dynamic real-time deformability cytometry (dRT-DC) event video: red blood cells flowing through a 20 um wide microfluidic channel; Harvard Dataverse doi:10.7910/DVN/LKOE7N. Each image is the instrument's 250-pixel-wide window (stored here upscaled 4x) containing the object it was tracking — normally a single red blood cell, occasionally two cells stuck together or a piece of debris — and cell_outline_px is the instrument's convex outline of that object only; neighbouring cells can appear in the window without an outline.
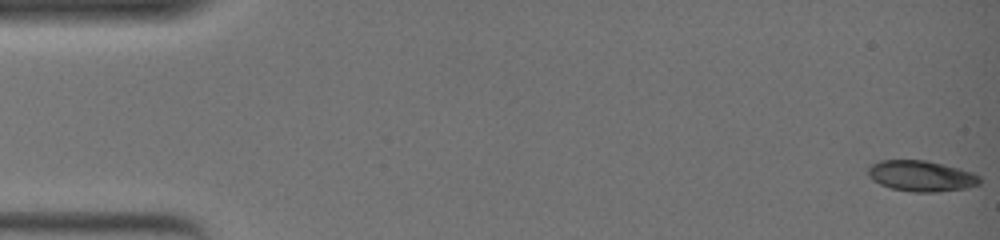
{"species": "common noctule bat (a hibernating species)", "species_latin": "Nyctalus noctula", "temperature_condition": "warm", "stored_images_in_passage": 52, "camera_frame_rate_fps": 3000, "um_per_image_px": 0.085, "animal": {"sex": "female", "body_mass_g": 19.0, "forearm_length_mm": 51.5}, "frame": {"image": 1, "passage_image": 1, "time_ms": 0.0, "image_size_px": [1000, 240], "cell_outline_px": [[980, 184], [968, 188], [936, 192], [912, 192], [892, 188], [880, 184], [872, 180], [868, 176], [868, 168], [872, 164], [880, 160], [928, 160], [960, 168], [972, 172], [980, 176]], "centroid_in_image_um": [78.32, 14.95], "position_along_channel_um": 6.7, "area_um2": 20.23}}
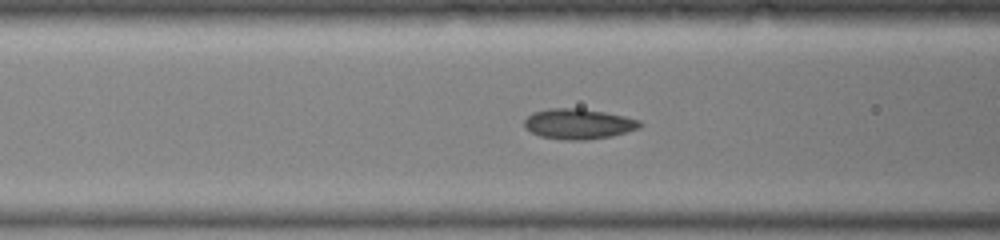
{"frame": {"image": 2, "passage_image": 22, "time_ms": 7.0, "image_size_px": [1000, 240], "cell_outline_px": [[644, 124], [640, 128], [612, 136], [584, 140], [568, 140], [540, 136], [524, 128], [524, 120], [532, 112], [548, 108], [580, 108], [604, 112], [624, 116], [640, 120]], "centroid_in_image_um": [49.17, 10.52], "position_along_channel_um": 117.4, "area_um2": 20.52}}
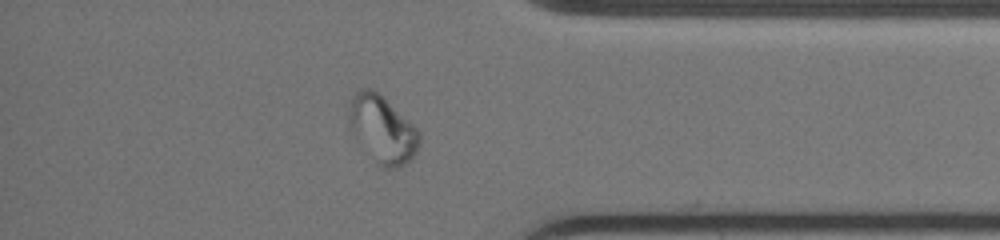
{"frame": {"image": 3, "passage_image": 45, "time_ms": 14.667, "image_size_px": [1000, 240], "cell_outline_px": [[420, 140], [416, 152], [408, 164], [400, 168], [384, 168], [376, 160], [356, 136], [348, 124], [348, 112], [352, 96], [360, 88], [372, 88], [412, 124], [420, 132]], "centroid_in_image_um": [32.52, 10.99], "position_along_channel_um": 402.7, "area_um2": 26.76}, "authors_computed_cell_mechanics": {"area_um2": 19.9699, "velocity_mm_per_s": 3.79, "shape_relaxation_time_tau1_ms": null, "shape_relaxation_time_tau2_ms": 0.836, "deformation_change_tau1": null, "deformation_change_tau2": 0.043}}